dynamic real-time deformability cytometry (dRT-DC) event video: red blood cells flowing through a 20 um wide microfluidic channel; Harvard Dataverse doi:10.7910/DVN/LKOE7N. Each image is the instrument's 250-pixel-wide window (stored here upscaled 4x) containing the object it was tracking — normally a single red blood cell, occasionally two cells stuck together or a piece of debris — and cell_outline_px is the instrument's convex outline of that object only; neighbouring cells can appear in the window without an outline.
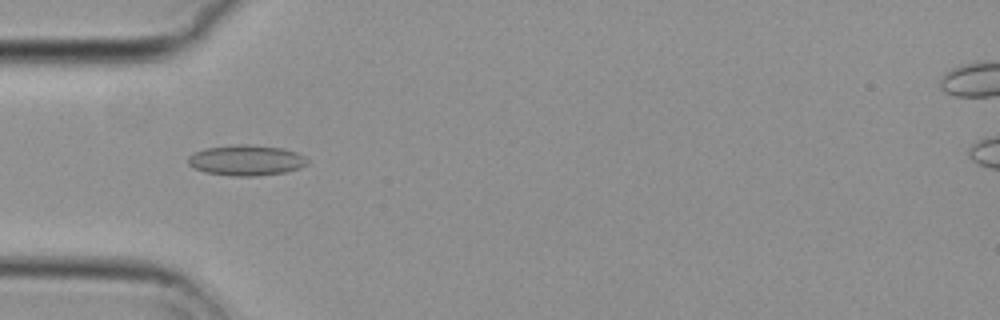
{"species": "common noctule bat (a hibernating species)", "species_latin": "Nyctalus noctula", "temperature_condition": "cold", "stored_images_in_passage": 51, "camera_frame_rate_fps": 3000, "um_per_image_px": 0.085, "animal": {"sex": "female", "body_mass_g": 29.2, "forearm_length_mm": 56.3}, "frame": {"image": 1, "passage_image": 13, "time_ms": 4.0, "image_size_px": [1000, 320], "cell_outline_px": [[308, 164], [300, 168], [284, 172], [256, 176], [232, 176], [204, 172], [188, 164], [188, 156], [192, 152], [204, 148], [236, 144], [248, 144], [284, 148], [296, 152], [304, 156], [308, 160]], "centroid_in_image_um": [20.92, 13.61], "position_along_channel_um": 64.1, "area_um2": 21.44}}
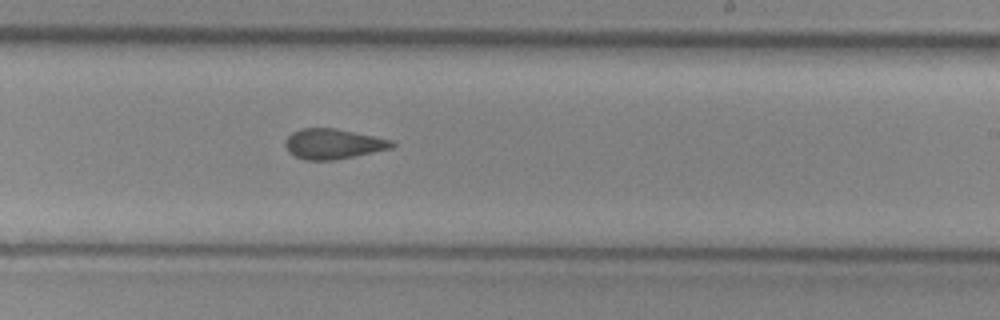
{"frame": {"image": 2, "passage_image": 29, "time_ms": 9.333, "image_size_px": [1000, 320], "cell_outline_px": [[396, 144], [392, 148], [336, 160], [304, 160], [288, 152], [284, 144], [284, 140], [292, 132], [300, 128], [332, 128], [392, 140]], "centroid_in_image_um": [28.27, 12.24], "position_along_channel_um": 260.7, "area_um2": 18.67}}
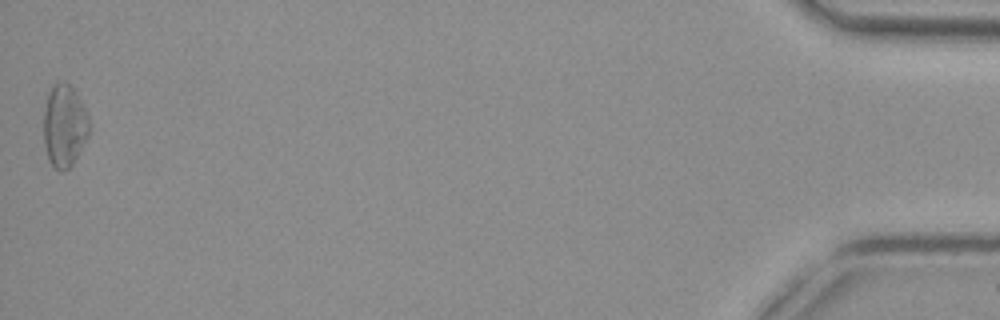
{"frame": {"image": 3, "passage_image": 51, "time_ms": 16.667, "image_size_px": [1000, 320], "cell_outline_px": [[88, 136], [72, 164], [64, 172], [60, 172], [52, 168], [48, 160], [44, 144], [44, 108], [48, 92], [52, 84], [56, 80], [64, 80], [76, 92], [88, 116]], "centroid_in_image_um": [5.43, 10.68], "position_along_channel_um": 429.8, "area_um2": 22.08}, "authors_computed_cell_mechanics": {"area_um2": 19.7098, "velocity_mm_per_s": 3.7028, "shape_relaxation_time_tau1_ms": null, "shape_relaxation_time_tau2_ms": 2.4468, "deformation_change_tau1": null, "deformation_change_tau2": 0.0787}}